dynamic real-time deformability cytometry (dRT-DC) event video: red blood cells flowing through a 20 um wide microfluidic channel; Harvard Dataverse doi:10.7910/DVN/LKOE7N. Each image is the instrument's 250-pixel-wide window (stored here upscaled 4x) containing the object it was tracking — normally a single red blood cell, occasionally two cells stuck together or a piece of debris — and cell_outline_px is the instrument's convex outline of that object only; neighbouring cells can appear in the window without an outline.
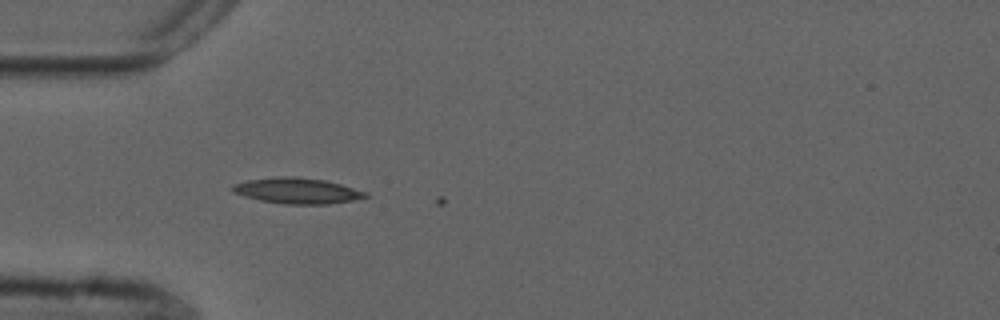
{"species": "common noctule bat (a hibernating species)", "species_latin": "Nyctalus noctula", "temperature_condition": "cold", "stored_images_in_passage": 4, "camera_frame_rate_fps": 3000, "um_per_image_px": 0.085, "animal": {"sex": "male", "forearm_length_mm": 52.5}, "frame": {"image": 1, "passage_image": 3, "time_ms": 0.667, "image_size_px": [1000, 320], "cell_outline_px": [[368, 196], [352, 200], [328, 204], [284, 204], [260, 200], [244, 196], [232, 192], [232, 184], [248, 180], [280, 176], [296, 176], [324, 180], [340, 184], [368, 192]], "centroid_in_image_um": [25.24, 16.21], "position_along_channel_um": 59.8, "area_um2": 19.88}}